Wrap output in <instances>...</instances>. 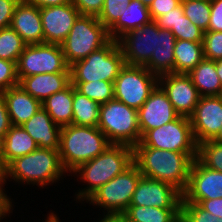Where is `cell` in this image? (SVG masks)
Masks as SVG:
<instances>
[{
  "mask_svg": "<svg viewBox=\"0 0 222 222\" xmlns=\"http://www.w3.org/2000/svg\"><path fill=\"white\" fill-rule=\"evenodd\" d=\"M171 33L176 40H189L193 42H202L204 31L194 25L188 17L184 15L182 4L178 6V22L172 27Z\"/></svg>",
  "mask_w": 222,
  "mask_h": 222,
  "instance_id": "e575fe53",
  "label": "cell"
},
{
  "mask_svg": "<svg viewBox=\"0 0 222 222\" xmlns=\"http://www.w3.org/2000/svg\"><path fill=\"white\" fill-rule=\"evenodd\" d=\"M142 4L145 6L149 7V5L154 1V0H139Z\"/></svg>",
  "mask_w": 222,
  "mask_h": 222,
  "instance_id": "11a10c76",
  "label": "cell"
},
{
  "mask_svg": "<svg viewBox=\"0 0 222 222\" xmlns=\"http://www.w3.org/2000/svg\"><path fill=\"white\" fill-rule=\"evenodd\" d=\"M222 197V172L202 165L193 160L190 169L187 189L183 193L182 202L198 204L201 200Z\"/></svg>",
  "mask_w": 222,
  "mask_h": 222,
  "instance_id": "9a60e30c",
  "label": "cell"
},
{
  "mask_svg": "<svg viewBox=\"0 0 222 222\" xmlns=\"http://www.w3.org/2000/svg\"><path fill=\"white\" fill-rule=\"evenodd\" d=\"M21 126L35 140L38 148L59 149L61 127L52 120L43 107Z\"/></svg>",
  "mask_w": 222,
  "mask_h": 222,
  "instance_id": "44dd1931",
  "label": "cell"
},
{
  "mask_svg": "<svg viewBox=\"0 0 222 222\" xmlns=\"http://www.w3.org/2000/svg\"><path fill=\"white\" fill-rule=\"evenodd\" d=\"M181 215L187 222H222V219L215 218L199 204L190 202L181 203Z\"/></svg>",
  "mask_w": 222,
  "mask_h": 222,
  "instance_id": "74e56055",
  "label": "cell"
},
{
  "mask_svg": "<svg viewBox=\"0 0 222 222\" xmlns=\"http://www.w3.org/2000/svg\"><path fill=\"white\" fill-rule=\"evenodd\" d=\"M141 137L148 131L177 119L180 115L173 108L167 94L157 85L148 99L137 110Z\"/></svg>",
  "mask_w": 222,
  "mask_h": 222,
  "instance_id": "ac0fdd59",
  "label": "cell"
},
{
  "mask_svg": "<svg viewBox=\"0 0 222 222\" xmlns=\"http://www.w3.org/2000/svg\"><path fill=\"white\" fill-rule=\"evenodd\" d=\"M151 21L152 18L148 7L139 0H131L124 13L108 30V35L110 39L117 41L130 30L140 28L142 25L148 24Z\"/></svg>",
  "mask_w": 222,
  "mask_h": 222,
  "instance_id": "d4e9b609",
  "label": "cell"
},
{
  "mask_svg": "<svg viewBox=\"0 0 222 222\" xmlns=\"http://www.w3.org/2000/svg\"><path fill=\"white\" fill-rule=\"evenodd\" d=\"M204 210L211 213L215 218L222 219V197L209 200H201L198 203Z\"/></svg>",
  "mask_w": 222,
  "mask_h": 222,
  "instance_id": "7dc6e473",
  "label": "cell"
},
{
  "mask_svg": "<svg viewBox=\"0 0 222 222\" xmlns=\"http://www.w3.org/2000/svg\"><path fill=\"white\" fill-rule=\"evenodd\" d=\"M158 85V76L144 66L125 64L114 81V99L139 109Z\"/></svg>",
  "mask_w": 222,
  "mask_h": 222,
  "instance_id": "9c48e42d",
  "label": "cell"
},
{
  "mask_svg": "<svg viewBox=\"0 0 222 222\" xmlns=\"http://www.w3.org/2000/svg\"><path fill=\"white\" fill-rule=\"evenodd\" d=\"M189 119L197 144L212 140L222 126V99L220 96L200 97Z\"/></svg>",
  "mask_w": 222,
  "mask_h": 222,
  "instance_id": "2e32d148",
  "label": "cell"
},
{
  "mask_svg": "<svg viewBox=\"0 0 222 222\" xmlns=\"http://www.w3.org/2000/svg\"><path fill=\"white\" fill-rule=\"evenodd\" d=\"M16 67L18 81L37 74L70 72L61 45L51 43L27 44Z\"/></svg>",
  "mask_w": 222,
  "mask_h": 222,
  "instance_id": "8fae6325",
  "label": "cell"
},
{
  "mask_svg": "<svg viewBox=\"0 0 222 222\" xmlns=\"http://www.w3.org/2000/svg\"><path fill=\"white\" fill-rule=\"evenodd\" d=\"M200 95L218 96L222 90V83L216 72V61L204 58L187 74Z\"/></svg>",
  "mask_w": 222,
  "mask_h": 222,
  "instance_id": "484cf974",
  "label": "cell"
},
{
  "mask_svg": "<svg viewBox=\"0 0 222 222\" xmlns=\"http://www.w3.org/2000/svg\"><path fill=\"white\" fill-rule=\"evenodd\" d=\"M175 36L171 31L158 27L157 50H154L150 60L144 65L151 73L158 77L167 73H174V45Z\"/></svg>",
  "mask_w": 222,
  "mask_h": 222,
  "instance_id": "cb8c5ba5",
  "label": "cell"
},
{
  "mask_svg": "<svg viewBox=\"0 0 222 222\" xmlns=\"http://www.w3.org/2000/svg\"><path fill=\"white\" fill-rule=\"evenodd\" d=\"M174 222H187L185 218L180 214L179 217Z\"/></svg>",
  "mask_w": 222,
  "mask_h": 222,
  "instance_id": "9f6ffc18",
  "label": "cell"
},
{
  "mask_svg": "<svg viewBox=\"0 0 222 222\" xmlns=\"http://www.w3.org/2000/svg\"><path fill=\"white\" fill-rule=\"evenodd\" d=\"M7 181L10 180H6L4 175L0 177V222L1 220H3L4 217L6 218V216H8L9 213H12L13 210L12 208L14 205L10 197L4 193L6 191L3 188L6 185Z\"/></svg>",
  "mask_w": 222,
  "mask_h": 222,
  "instance_id": "ee69618b",
  "label": "cell"
},
{
  "mask_svg": "<svg viewBox=\"0 0 222 222\" xmlns=\"http://www.w3.org/2000/svg\"><path fill=\"white\" fill-rule=\"evenodd\" d=\"M26 45L13 28L7 27L0 29V59L17 64Z\"/></svg>",
  "mask_w": 222,
  "mask_h": 222,
  "instance_id": "4dcf8cb0",
  "label": "cell"
},
{
  "mask_svg": "<svg viewBox=\"0 0 222 222\" xmlns=\"http://www.w3.org/2000/svg\"><path fill=\"white\" fill-rule=\"evenodd\" d=\"M98 222H119V215L115 216L103 215V217Z\"/></svg>",
  "mask_w": 222,
  "mask_h": 222,
  "instance_id": "681fc988",
  "label": "cell"
},
{
  "mask_svg": "<svg viewBox=\"0 0 222 222\" xmlns=\"http://www.w3.org/2000/svg\"><path fill=\"white\" fill-rule=\"evenodd\" d=\"M131 0H105L98 20L109 30L124 13Z\"/></svg>",
  "mask_w": 222,
  "mask_h": 222,
  "instance_id": "d590c367",
  "label": "cell"
},
{
  "mask_svg": "<svg viewBox=\"0 0 222 222\" xmlns=\"http://www.w3.org/2000/svg\"><path fill=\"white\" fill-rule=\"evenodd\" d=\"M19 85L15 62L0 59V93Z\"/></svg>",
  "mask_w": 222,
  "mask_h": 222,
  "instance_id": "f35d334b",
  "label": "cell"
},
{
  "mask_svg": "<svg viewBox=\"0 0 222 222\" xmlns=\"http://www.w3.org/2000/svg\"><path fill=\"white\" fill-rule=\"evenodd\" d=\"M180 4L181 0H154L148 9L152 20L155 21L158 17L170 12Z\"/></svg>",
  "mask_w": 222,
  "mask_h": 222,
  "instance_id": "60d3db41",
  "label": "cell"
},
{
  "mask_svg": "<svg viewBox=\"0 0 222 222\" xmlns=\"http://www.w3.org/2000/svg\"><path fill=\"white\" fill-rule=\"evenodd\" d=\"M23 1L27 4L36 6L38 8L60 6L71 2V0H23Z\"/></svg>",
  "mask_w": 222,
  "mask_h": 222,
  "instance_id": "c3c4849f",
  "label": "cell"
},
{
  "mask_svg": "<svg viewBox=\"0 0 222 222\" xmlns=\"http://www.w3.org/2000/svg\"><path fill=\"white\" fill-rule=\"evenodd\" d=\"M134 163L142 176L168 183L182 194L189 182L193 160L197 153L161 150L146 146H135Z\"/></svg>",
  "mask_w": 222,
  "mask_h": 222,
  "instance_id": "6da1fadb",
  "label": "cell"
},
{
  "mask_svg": "<svg viewBox=\"0 0 222 222\" xmlns=\"http://www.w3.org/2000/svg\"><path fill=\"white\" fill-rule=\"evenodd\" d=\"M38 148L35 140L22 126L12 125L0 141V162L5 168L11 161Z\"/></svg>",
  "mask_w": 222,
  "mask_h": 222,
  "instance_id": "603a6c76",
  "label": "cell"
},
{
  "mask_svg": "<svg viewBox=\"0 0 222 222\" xmlns=\"http://www.w3.org/2000/svg\"><path fill=\"white\" fill-rule=\"evenodd\" d=\"M158 85L167 94L173 108L180 116L190 117L200 95L187 74L167 73L158 77Z\"/></svg>",
  "mask_w": 222,
  "mask_h": 222,
  "instance_id": "5bb4252c",
  "label": "cell"
},
{
  "mask_svg": "<svg viewBox=\"0 0 222 222\" xmlns=\"http://www.w3.org/2000/svg\"><path fill=\"white\" fill-rule=\"evenodd\" d=\"M125 64L144 66L157 50L158 25L155 21L132 29L118 40Z\"/></svg>",
  "mask_w": 222,
  "mask_h": 222,
  "instance_id": "7c38bea8",
  "label": "cell"
},
{
  "mask_svg": "<svg viewBox=\"0 0 222 222\" xmlns=\"http://www.w3.org/2000/svg\"><path fill=\"white\" fill-rule=\"evenodd\" d=\"M20 0H0V29L10 27L16 5Z\"/></svg>",
  "mask_w": 222,
  "mask_h": 222,
  "instance_id": "b9f144b4",
  "label": "cell"
},
{
  "mask_svg": "<svg viewBox=\"0 0 222 222\" xmlns=\"http://www.w3.org/2000/svg\"><path fill=\"white\" fill-rule=\"evenodd\" d=\"M64 173L67 172L61 164L58 149L51 148H37L14 159L4 168L5 179L42 188L64 179Z\"/></svg>",
  "mask_w": 222,
  "mask_h": 222,
  "instance_id": "277c9868",
  "label": "cell"
},
{
  "mask_svg": "<svg viewBox=\"0 0 222 222\" xmlns=\"http://www.w3.org/2000/svg\"><path fill=\"white\" fill-rule=\"evenodd\" d=\"M73 85L54 93L42 102V107L60 127L71 125L73 110Z\"/></svg>",
  "mask_w": 222,
  "mask_h": 222,
  "instance_id": "4316f807",
  "label": "cell"
},
{
  "mask_svg": "<svg viewBox=\"0 0 222 222\" xmlns=\"http://www.w3.org/2000/svg\"><path fill=\"white\" fill-rule=\"evenodd\" d=\"M212 140L222 144V126L219 130V133Z\"/></svg>",
  "mask_w": 222,
  "mask_h": 222,
  "instance_id": "f5cc1de1",
  "label": "cell"
},
{
  "mask_svg": "<svg viewBox=\"0 0 222 222\" xmlns=\"http://www.w3.org/2000/svg\"><path fill=\"white\" fill-rule=\"evenodd\" d=\"M181 208H155L129 205L123 215L131 222H174Z\"/></svg>",
  "mask_w": 222,
  "mask_h": 222,
  "instance_id": "f546056e",
  "label": "cell"
},
{
  "mask_svg": "<svg viewBox=\"0 0 222 222\" xmlns=\"http://www.w3.org/2000/svg\"><path fill=\"white\" fill-rule=\"evenodd\" d=\"M119 222H131L123 214H119Z\"/></svg>",
  "mask_w": 222,
  "mask_h": 222,
  "instance_id": "db71d44e",
  "label": "cell"
},
{
  "mask_svg": "<svg viewBox=\"0 0 222 222\" xmlns=\"http://www.w3.org/2000/svg\"><path fill=\"white\" fill-rule=\"evenodd\" d=\"M208 30L222 31V0H211V14Z\"/></svg>",
  "mask_w": 222,
  "mask_h": 222,
  "instance_id": "7bdbcfd3",
  "label": "cell"
},
{
  "mask_svg": "<svg viewBox=\"0 0 222 222\" xmlns=\"http://www.w3.org/2000/svg\"><path fill=\"white\" fill-rule=\"evenodd\" d=\"M196 159L205 167L222 172V144L214 140L199 143Z\"/></svg>",
  "mask_w": 222,
  "mask_h": 222,
  "instance_id": "836d02e7",
  "label": "cell"
},
{
  "mask_svg": "<svg viewBox=\"0 0 222 222\" xmlns=\"http://www.w3.org/2000/svg\"><path fill=\"white\" fill-rule=\"evenodd\" d=\"M10 27L26 44L44 43L40 8L36 6L20 0L15 7Z\"/></svg>",
  "mask_w": 222,
  "mask_h": 222,
  "instance_id": "d6986e66",
  "label": "cell"
},
{
  "mask_svg": "<svg viewBox=\"0 0 222 222\" xmlns=\"http://www.w3.org/2000/svg\"><path fill=\"white\" fill-rule=\"evenodd\" d=\"M136 146L183 153H197L198 148L190 119L184 116H179L172 122L148 130Z\"/></svg>",
  "mask_w": 222,
  "mask_h": 222,
  "instance_id": "30bf717a",
  "label": "cell"
},
{
  "mask_svg": "<svg viewBox=\"0 0 222 222\" xmlns=\"http://www.w3.org/2000/svg\"><path fill=\"white\" fill-rule=\"evenodd\" d=\"M3 175H4V168L2 167L0 162V177H2Z\"/></svg>",
  "mask_w": 222,
  "mask_h": 222,
  "instance_id": "6f0895ef",
  "label": "cell"
},
{
  "mask_svg": "<svg viewBox=\"0 0 222 222\" xmlns=\"http://www.w3.org/2000/svg\"><path fill=\"white\" fill-rule=\"evenodd\" d=\"M216 61V72L220 78V81L222 83V58L215 60Z\"/></svg>",
  "mask_w": 222,
  "mask_h": 222,
  "instance_id": "f907efd6",
  "label": "cell"
},
{
  "mask_svg": "<svg viewBox=\"0 0 222 222\" xmlns=\"http://www.w3.org/2000/svg\"><path fill=\"white\" fill-rule=\"evenodd\" d=\"M133 163V147L124 144H110L103 153L81 164L72 172L82 182L87 183L86 188H80L75 193L76 202L77 200L86 201L101 186L124 172Z\"/></svg>",
  "mask_w": 222,
  "mask_h": 222,
  "instance_id": "7a4b0ae2",
  "label": "cell"
},
{
  "mask_svg": "<svg viewBox=\"0 0 222 222\" xmlns=\"http://www.w3.org/2000/svg\"><path fill=\"white\" fill-rule=\"evenodd\" d=\"M155 22L159 28L172 30L173 26H176L178 22V7L170 10V12L158 17Z\"/></svg>",
  "mask_w": 222,
  "mask_h": 222,
  "instance_id": "bcb514c9",
  "label": "cell"
},
{
  "mask_svg": "<svg viewBox=\"0 0 222 222\" xmlns=\"http://www.w3.org/2000/svg\"><path fill=\"white\" fill-rule=\"evenodd\" d=\"M12 126L3 93H0V141Z\"/></svg>",
  "mask_w": 222,
  "mask_h": 222,
  "instance_id": "f6af8a7d",
  "label": "cell"
},
{
  "mask_svg": "<svg viewBox=\"0 0 222 222\" xmlns=\"http://www.w3.org/2000/svg\"><path fill=\"white\" fill-rule=\"evenodd\" d=\"M45 222H60V219L56 214H54V212H51L47 215Z\"/></svg>",
  "mask_w": 222,
  "mask_h": 222,
  "instance_id": "816d5d0a",
  "label": "cell"
},
{
  "mask_svg": "<svg viewBox=\"0 0 222 222\" xmlns=\"http://www.w3.org/2000/svg\"><path fill=\"white\" fill-rule=\"evenodd\" d=\"M105 0H71L81 15L96 16L101 13Z\"/></svg>",
  "mask_w": 222,
  "mask_h": 222,
  "instance_id": "ab89813d",
  "label": "cell"
},
{
  "mask_svg": "<svg viewBox=\"0 0 222 222\" xmlns=\"http://www.w3.org/2000/svg\"><path fill=\"white\" fill-rule=\"evenodd\" d=\"M72 124L77 126L97 127L100 104L78 92L73 86Z\"/></svg>",
  "mask_w": 222,
  "mask_h": 222,
  "instance_id": "f1b7e54d",
  "label": "cell"
},
{
  "mask_svg": "<svg viewBox=\"0 0 222 222\" xmlns=\"http://www.w3.org/2000/svg\"><path fill=\"white\" fill-rule=\"evenodd\" d=\"M11 124L21 126L41 107L42 103L28 94L20 85L3 92Z\"/></svg>",
  "mask_w": 222,
  "mask_h": 222,
  "instance_id": "7402d4cb",
  "label": "cell"
},
{
  "mask_svg": "<svg viewBox=\"0 0 222 222\" xmlns=\"http://www.w3.org/2000/svg\"><path fill=\"white\" fill-rule=\"evenodd\" d=\"M142 174L133 163L124 172L118 174L108 183L95 191L86 202L103 208L104 215L115 216L123 214L129 207L134 191Z\"/></svg>",
  "mask_w": 222,
  "mask_h": 222,
  "instance_id": "ba28073f",
  "label": "cell"
},
{
  "mask_svg": "<svg viewBox=\"0 0 222 222\" xmlns=\"http://www.w3.org/2000/svg\"><path fill=\"white\" fill-rule=\"evenodd\" d=\"M184 15L204 32L208 31L211 0H181Z\"/></svg>",
  "mask_w": 222,
  "mask_h": 222,
  "instance_id": "d6a6232c",
  "label": "cell"
},
{
  "mask_svg": "<svg viewBox=\"0 0 222 222\" xmlns=\"http://www.w3.org/2000/svg\"><path fill=\"white\" fill-rule=\"evenodd\" d=\"M204 58L218 60L222 58V31H206L202 41Z\"/></svg>",
  "mask_w": 222,
  "mask_h": 222,
  "instance_id": "8d00e7d4",
  "label": "cell"
},
{
  "mask_svg": "<svg viewBox=\"0 0 222 222\" xmlns=\"http://www.w3.org/2000/svg\"><path fill=\"white\" fill-rule=\"evenodd\" d=\"M80 15L71 2L60 6L40 8L44 43L61 45Z\"/></svg>",
  "mask_w": 222,
  "mask_h": 222,
  "instance_id": "e0dca14e",
  "label": "cell"
},
{
  "mask_svg": "<svg viewBox=\"0 0 222 222\" xmlns=\"http://www.w3.org/2000/svg\"><path fill=\"white\" fill-rule=\"evenodd\" d=\"M174 73L188 74L203 59L202 42L176 40L174 45Z\"/></svg>",
  "mask_w": 222,
  "mask_h": 222,
  "instance_id": "83f0119b",
  "label": "cell"
},
{
  "mask_svg": "<svg viewBox=\"0 0 222 222\" xmlns=\"http://www.w3.org/2000/svg\"><path fill=\"white\" fill-rule=\"evenodd\" d=\"M82 95L98 102L100 105L114 99V83L108 81L71 82Z\"/></svg>",
  "mask_w": 222,
  "mask_h": 222,
  "instance_id": "1f68e13d",
  "label": "cell"
},
{
  "mask_svg": "<svg viewBox=\"0 0 222 222\" xmlns=\"http://www.w3.org/2000/svg\"><path fill=\"white\" fill-rule=\"evenodd\" d=\"M110 40L108 30L96 16L80 15L61 44L67 65L70 67L75 62L85 59Z\"/></svg>",
  "mask_w": 222,
  "mask_h": 222,
  "instance_id": "8992f818",
  "label": "cell"
},
{
  "mask_svg": "<svg viewBox=\"0 0 222 222\" xmlns=\"http://www.w3.org/2000/svg\"><path fill=\"white\" fill-rule=\"evenodd\" d=\"M97 127L111 144L134 148L141 140L137 109L115 99L100 105Z\"/></svg>",
  "mask_w": 222,
  "mask_h": 222,
  "instance_id": "5b68a950",
  "label": "cell"
},
{
  "mask_svg": "<svg viewBox=\"0 0 222 222\" xmlns=\"http://www.w3.org/2000/svg\"><path fill=\"white\" fill-rule=\"evenodd\" d=\"M183 194L174 186L141 176L130 205L155 208H181Z\"/></svg>",
  "mask_w": 222,
  "mask_h": 222,
  "instance_id": "4fadbf2b",
  "label": "cell"
},
{
  "mask_svg": "<svg viewBox=\"0 0 222 222\" xmlns=\"http://www.w3.org/2000/svg\"><path fill=\"white\" fill-rule=\"evenodd\" d=\"M125 65L121 48L116 40H110L101 49L70 66L71 82L115 81Z\"/></svg>",
  "mask_w": 222,
  "mask_h": 222,
  "instance_id": "52a82bcc",
  "label": "cell"
},
{
  "mask_svg": "<svg viewBox=\"0 0 222 222\" xmlns=\"http://www.w3.org/2000/svg\"><path fill=\"white\" fill-rule=\"evenodd\" d=\"M71 84V72L37 74L23 77L19 85L41 103Z\"/></svg>",
  "mask_w": 222,
  "mask_h": 222,
  "instance_id": "ffe728a7",
  "label": "cell"
},
{
  "mask_svg": "<svg viewBox=\"0 0 222 222\" xmlns=\"http://www.w3.org/2000/svg\"><path fill=\"white\" fill-rule=\"evenodd\" d=\"M110 144L98 127L63 126L58 149L61 164L67 173L72 174L81 164L103 153Z\"/></svg>",
  "mask_w": 222,
  "mask_h": 222,
  "instance_id": "3957f363",
  "label": "cell"
}]
</instances>
